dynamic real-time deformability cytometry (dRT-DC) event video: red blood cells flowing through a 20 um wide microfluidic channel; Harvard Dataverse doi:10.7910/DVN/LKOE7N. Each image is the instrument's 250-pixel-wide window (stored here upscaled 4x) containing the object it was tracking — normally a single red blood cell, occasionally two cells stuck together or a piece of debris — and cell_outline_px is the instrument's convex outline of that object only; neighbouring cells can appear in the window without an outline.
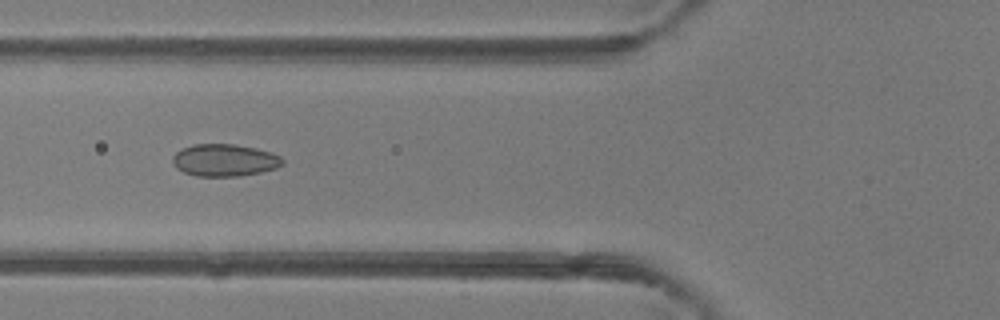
{"species": "common noctule bat (a hibernating species)", "species_latin": "Nyctalus noctula", "temperature_condition": "room temperature", "stored_images_in_passage": 49, "camera_frame_rate_fps": 3000, "um_per_image_px": 0.085, "animal": {"sex": "female"}, "frame": {"image": 1, "passage_image": 19, "time_ms": 6.0, "image_size_px": [1000, 320], "cell_outline_px": [[284, 164], [276, 168], [260, 172], [240, 176], [196, 176], [184, 172], [176, 168], [172, 160], [172, 156], [180, 148], [192, 144], [232, 144], [256, 148], [272, 152], [280, 156], [284, 160]], "centroid_in_image_um": [19.08, 13.61], "position_along_channel_um": 106.7, "area_um2": 20.81}}
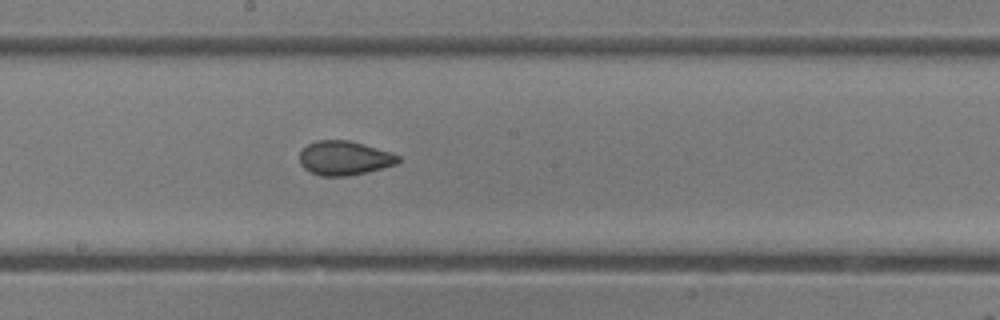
{"frame": {"image": 2, "passage_image": 27, "time_ms": 8.667, "image_size_px": [1000, 320], "cell_outline_px": [[400, 160], [396, 164], [348, 176], [320, 176], [304, 168], [300, 164], [300, 152], [308, 144], [316, 140], [348, 140], [388, 152], [400, 156]], "centroid_in_image_um": [29.22, 13.44], "position_along_channel_um": 219.0, "area_um2": 19.25}}
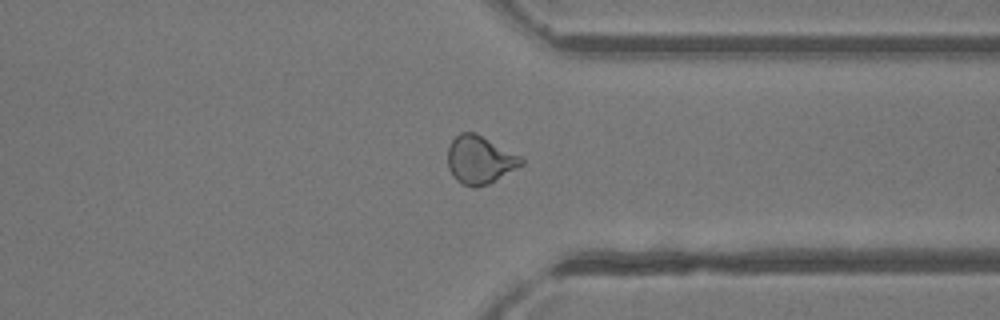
{"frame": {"image": 3, "passage_image": 38, "time_ms": 12.333, "image_size_px": [1000, 320], "cell_outline_px": [[524, 164], [488, 184], [476, 188], [472, 188], [460, 184], [452, 176], [448, 168], [448, 148], [452, 140], [460, 132], [476, 132], [520, 156], [524, 160]], "centroid_in_image_um": [40.76, 13.6], "position_along_channel_um": 370.6, "area_um2": 20.69}, "authors_computed_cell_mechanics": {"area_um2": 21.097, "velocity_mm_per_s": 4.1892, "shape_relaxation_time_tau1_ms": 5.755, "shape_relaxation_time_tau2_ms": 1.264, "deformation_change_tau1": 0.1059, "deformation_change_tau2": 0.0497}}